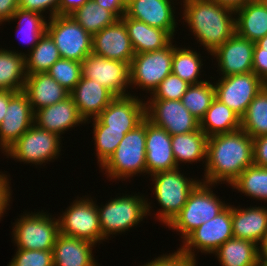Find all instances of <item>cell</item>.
Wrapping results in <instances>:
<instances>
[{"mask_svg": "<svg viewBox=\"0 0 267 266\" xmlns=\"http://www.w3.org/2000/svg\"><path fill=\"white\" fill-rule=\"evenodd\" d=\"M264 87L265 83L254 72L229 75L214 83L215 98L241 118L251 101Z\"/></svg>", "mask_w": 267, "mask_h": 266, "instance_id": "14", "label": "cell"}, {"mask_svg": "<svg viewBox=\"0 0 267 266\" xmlns=\"http://www.w3.org/2000/svg\"><path fill=\"white\" fill-rule=\"evenodd\" d=\"M214 98V85L209 81H203L190 85L183 94L181 102L200 121L205 116Z\"/></svg>", "mask_w": 267, "mask_h": 266, "instance_id": "39", "label": "cell"}, {"mask_svg": "<svg viewBox=\"0 0 267 266\" xmlns=\"http://www.w3.org/2000/svg\"><path fill=\"white\" fill-rule=\"evenodd\" d=\"M19 8V0H0V24L10 21L13 13Z\"/></svg>", "mask_w": 267, "mask_h": 266, "instance_id": "51", "label": "cell"}, {"mask_svg": "<svg viewBox=\"0 0 267 266\" xmlns=\"http://www.w3.org/2000/svg\"><path fill=\"white\" fill-rule=\"evenodd\" d=\"M70 16L91 35L119 19L113 12L104 9L94 0H89Z\"/></svg>", "mask_w": 267, "mask_h": 266, "instance_id": "34", "label": "cell"}, {"mask_svg": "<svg viewBox=\"0 0 267 266\" xmlns=\"http://www.w3.org/2000/svg\"><path fill=\"white\" fill-rule=\"evenodd\" d=\"M60 0H19V8L37 12L43 15L46 10L50 11L49 18L58 15Z\"/></svg>", "mask_w": 267, "mask_h": 266, "instance_id": "45", "label": "cell"}, {"mask_svg": "<svg viewBox=\"0 0 267 266\" xmlns=\"http://www.w3.org/2000/svg\"><path fill=\"white\" fill-rule=\"evenodd\" d=\"M212 1L233 11H237L247 3L255 0H212Z\"/></svg>", "mask_w": 267, "mask_h": 266, "instance_id": "53", "label": "cell"}, {"mask_svg": "<svg viewBox=\"0 0 267 266\" xmlns=\"http://www.w3.org/2000/svg\"><path fill=\"white\" fill-rule=\"evenodd\" d=\"M88 1L89 0H60L58 15L70 16Z\"/></svg>", "mask_w": 267, "mask_h": 266, "instance_id": "50", "label": "cell"}, {"mask_svg": "<svg viewBox=\"0 0 267 266\" xmlns=\"http://www.w3.org/2000/svg\"><path fill=\"white\" fill-rule=\"evenodd\" d=\"M173 2V0H132L127 4L125 16L166 30L173 37L177 27Z\"/></svg>", "mask_w": 267, "mask_h": 266, "instance_id": "20", "label": "cell"}, {"mask_svg": "<svg viewBox=\"0 0 267 266\" xmlns=\"http://www.w3.org/2000/svg\"><path fill=\"white\" fill-rule=\"evenodd\" d=\"M183 3L182 19L210 54L236 33L235 11L212 0H183Z\"/></svg>", "mask_w": 267, "mask_h": 266, "instance_id": "2", "label": "cell"}, {"mask_svg": "<svg viewBox=\"0 0 267 266\" xmlns=\"http://www.w3.org/2000/svg\"><path fill=\"white\" fill-rule=\"evenodd\" d=\"M23 91L27 94L34 112L70 96V92L47 72L27 75Z\"/></svg>", "mask_w": 267, "mask_h": 266, "instance_id": "24", "label": "cell"}, {"mask_svg": "<svg viewBox=\"0 0 267 266\" xmlns=\"http://www.w3.org/2000/svg\"><path fill=\"white\" fill-rule=\"evenodd\" d=\"M213 184L200 181L190 192L181 211L167 225L181 234L183 241L200 225L213 219L228 205L221 201L213 190Z\"/></svg>", "mask_w": 267, "mask_h": 266, "instance_id": "4", "label": "cell"}, {"mask_svg": "<svg viewBox=\"0 0 267 266\" xmlns=\"http://www.w3.org/2000/svg\"><path fill=\"white\" fill-rule=\"evenodd\" d=\"M255 43L236 33L211 55L217 58L221 77L253 72Z\"/></svg>", "mask_w": 267, "mask_h": 266, "instance_id": "19", "label": "cell"}, {"mask_svg": "<svg viewBox=\"0 0 267 266\" xmlns=\"http://www.w3.org/2000/svg\"><path fill=\"white\" fill-rule=\"evenodd\" d=\"M8 177L0 172V219L6 212V209H9L7 207L10 206L9 203L12 196Z\"/></svg>", "mask_w": 267, "mask_h": 266, "instance_id": "48", "label": "cell"}, {"mask_svg": "<svg viewBox=\"0 0 267 266\" xmlns=\"http://www.w3.org/2000/svg\"><path fill=\"white\" fill-rule=\"evenodd\" d=\"M60 58L54 40L46 32L36 46L28 54L25 53L26 74L47 72Z\"/></svg>", "mask_w": 267, "mask_h": 266, "instance_id": "33", "label": "cell"}, {"mask_svg": "<svg viewBox=\"0 0 267 266\" xmlns=\"http://www.w3.org/2000/svg\"><path fill=\"white\" fill-rule=\"evenodd\" d=\"M60 138L58 134L33 124L4 154L24 164L42 165L59 157Z\"/></svg>", "mask_w": 267, "mask_h": 266, "instance_id": "8", "label": "cell"}, {"mask_svg": "<svg viewBox=\"0 0 267 266\" xmlns=\"http://www.w3.org/2000/svg\"><path fill=\"white\" fill-rule=\"evenodd\" d=\"M267 8V0H259Z\"/></svg>", "mask_w": 267, "mask_h": 266, "instance_id": "56", "label": "cell"}, {"mask_svg": "<svg viewBox=\"0 0 267 266\" xmlns=\"http://www.w3.org/2000/svg\"><path fill=\"white\" fill-rule=\"evenodd\" d=\"M145 118V101L143 103L134 95L116 96L97 117L107 130L124 131L125 134Z\"/></svg>", "mask_w": 267, "mask_h": 266, "instance_id": "17", "label": "cell"}, {"mask_svg": "<svg viewBox=\"0 0 267 266\" xmlns=\"http://www.w3.org/2000/svg\"><path fill=\"white\" fill-rule=\"evenodd\" d=\"M253 165V138L244 130L208 137L204 180L209 184L231 185Z\"/></svg>", "mask_w": 267, "mask_h": 266, "instance_id": "1", "label": "cell"}, {"mask_svg": "<svg viewBox=\"0 0 267 266\" xmlns=\"http://www.w3.org/2000/svg\"><path fill=\"white\" fill-rule=\"evenodd\" d=\"M92 53L107 59L131 63L135 52L121 19L92 35Z\"/></svg>", "mask_w": 267, "mask_h": 266, "instance_id": "18", "label": "cell"}, {"mask_svg": "<svg viewBox=\"0 0 267 266\" xmlns=\"http://www.w3.org/2000/svg\"><path fill=\"white\" fill-rule=\"evenodd\" d=\"M146 118L127 132L114 153L100 167L110 180L146 173ZM143 172V173H142Z\"/></svg>", "mask_w": 267, "mask_h": 266, "instance_id": "3", "label": "cell"}, {"mask_svg": "<svg viewBox=\"0 0 267 266\" xmlns=\"http://www.w3.org/2000/svg\"><path fill=\"white\" fill-rule=\"evenodd\" d=\"M253 72L264 82H267V53H261V48L255 43L253 50Z\"/></svg>", "mask_w": 267, "mask_h": 266, "instance_id": "47", "label": "cell"}, {"mask_svg": "<svg viewBox=\"0 0 267 266\" xmlns=\"http://www.w3.org/2000/svg\"><path fill=\"white\" fill-rule=\"evenodd\" d=\"M236 34L256 43L267 35V8L255 0L235 11Z\"/></svg>", "mask_w": 267, "mask_h": 266, "instance_id": "28", "label": "cell"}, {"mask_svg": "<svg viewBox=\"0 0 267 266\" xmlns=\"http://www.w3.org/2000/svg\"><path fill=\"white\" fill-rule=\"evenodd\" d=\"M146 174L178 168L171 147V135L146 119Z\"/></svg>", "mask_w": 267, "mask_h": 266, "instance_id": "21", "label": "cell"}, {"mask_svg": "<svg viewBox=\"0 0 267 266\" xmlns=\"http://www.w3.org/2000/svg\"><path fill=\"white\" fill-rule=\"evenodd\" d=\"M126 1V4H128L130 1H132V0H125Z\"/></svg>", "mask_w": 267, "mask_h": 266, "instance_id": "57", "label": "cell"}, {"mask_svg": "<svg viewBox=\"0 0 267 266\" xmlns=\"http://www.w3.org/2000/svg\"><path fill=\"white\" fill-rule=\"evenodd\" d=\"M18 25L16 32L19 31L18 35L22 37L23 42L30 45L31 51L40 38L47 32V21L45 16L40 13L23 10L18 8L10 18V21L17 20Z\"/></svg>", "mask_w": 267, "mask_h": 266, "instance_id": "36", "label": "cell"}, {"mask_svg": "<svg viewBox=\"0 0 267 266\" xmlns=\"http://www.w3.org/2000/svg\"><path fill=\"white\" fill-rule=\"evenodd\" d=\"M5 112L4 119L0 124V149L2 153L34 124L35 114L24 91L16 92L10 98Z\"/></svg>", "mask_w": 267, "mask_h": 266, "instance_id": "16", "label": "cell"}, {"mask_svg": "<svg viewBox=\"0 0 267 266\" xmlns=\"http://www.w3.org/2000/svg\"><path fill=\"white\" fill-rule=\"evenodd\" d=\"M82 123L86 124L71 96L56 104L38 109L34 114V124L59 136Z\"/></svg>", "mask_w": 267, "mask_h": 266, "instance_id": "23", "label": "cell"}, {"mask_svg": "<svg viewBox=\"0 0 267 266\" xmlns=\"http://www.w3.org/2000/svg\"><path fill=\"white\" fill-rule=\"evenodd\" d=\"M15 93L10 90H0V124L4 119L9 100Z\"/></svg>", "mask_w": 267, "mask_h": 266, "instance_id": "52", "label": "cell"}, {"mask_svg": "<svg viewBox=\"0 0 267 266\" xmlns=\"http://www.w3.org/2000/svg\"><path fill=\"white\" fill-rule=\"evenodd\" d=\"M93 199H75L58 217L59 233L92 242H102L99 213Z\"/></svg>", "mask_w": 267, "mask_h": 266, "instance_id": "10", "label": "cell"}, {"mask_svg": "<svg viewBox=\"0 0 267 266\" xmlns=\"http://www.w3.org/2000/svg\"><path fill=\"white\" fill-rule=\"evenodd\" d=\"M253 164L267 167V135L253 138Z\"/></svg>", "mask_w": 267, "mask_h": 266, "instance_id": "46", "label": "cell"}, {"mask_svg": "<svg viewBox=\"0 0 267 266\" xmlns=\"http://www.w3.org/2000/svg\"><path fill=\"white\" fill-rule=\"evenodd\" d=\"M231 238H233L232 206L228 204L217 216L200 225L182 241L183 246L180 249L187 256L196 260V249L201 253L213 254Z\"/></svg>", "mask_w": 267, "mask_h": 266, "instance_id": "12", "label": "cell"}, {"mask_svg": "<svg viewBox=\"0 0 267 266\" xmlns=\"http://www.w3.org/2000/svg\"><path fill=\"white\" fill-rule=\"evenodd\" d=\"M259 245V265L267 266V234L264 236Z\"/></svg>", "mask_w": 267, "mask_h": 266, "instance_id": "54", "label": "cell"}, {"mask_svg": "<svg viewBox=\"0 0 267 266\" xmlns=\"http://www.w3.org/2000/svg\"><path fill=\"white\" fill-rule=\"evenodd\" d=\"M47 73L67 91L71 92L82 77V63L60 58Z\"/></svg>", "mask_w": 267, "mask_h": 266, "instance_id": "41", "label": "cell"}, {"mask_svg": "<svg viewBox=\"0 0 267 266\" xmlns=\"http://www.w3.org/2000/svg\"><path fill=\"white\" fill-rule=\"evenodd\" d=\"M8 266H53V250H28L17 248Z\"/></svg>", "mask_w": 267, "mask_h": 266, "instance_id": "43", "label": "cell"}, {"mask_svg": "<svg viewBox=\"0 0 267 266\" xmlns=\"http://www.w3.org/2000/svg\"><path fill=\"white\" fill-rule=\"evenodd\" d=\"M82 77L95 80L115 96H129L130 63L89 54L82 61Z\"/></svg>", "mask_w": 267, "mask_h": 266, "instance_id": "15", "label": "cell"}, {"mask_svg": "<svg viewBox=\"0 0 267 266\" xmlns=\"http://www.w3.org/2000/svg\"><path fill=\"white\" fill-rule=\"evenodd\" d=\"M98 5L113 12L119 19L125 15L127 4L125 0H94Z\"/></svg>", "mask_w": 267, "mask_h": 266, "instance_id": "49", "label": "cell"}, {"mask_svg": "<svg viewBox=\"0 0 267 266\" xmlns=\"http://www.w3.org/2000/svg\"><path fill=\"white\" fill-rule=\"evenodd\" d=\"M95 245L59 233L53 246V266H98L92 254Z\"/></svg>", "mask_w": 267, "mask_h": 266, "instance_id": "25", "label": "cell"}, {"mask_svg": "<svg viewBox=\"0 0 267 266\" xmlns=\"http://www.w3.org/2000/svg\"><path fill=\"white\" fill-rule=\"evenodd\" d=\"M27 78L25 54L0 48V90H24Z\"/></svg>", "mask_w": 267, "mask_h": 266, "instance_id": "32", "label": "cell"}, {"mask_svg": "<svg viewBox=\"0 0 267 266\" xmlns=\"http://www.w3.org/2000/svg\"><path fill=\"white\" fill-rule=\"evenodd\" d=\"M47 33L54 40L61 58L81 62L92 53V35L71 16L49 18Z\"/></svg>", "mask_w": 267, "mask_h": 266, "instance_id": "9", "label": "cell"}, {"mask_svg": "<svg viewBox=\"0 0 267 266\" xmlns=\"http://www.w3.org/2000/svg\"><path fill=\"white\" fill-rule=\"evenodd\" d=\"M12 228L17 248L28 250H53L59 234V222L46 212L25 213Z\"/></svg>", "mask_w": 267, "mask_h": 266, "instance_id": "7", "label": "cell"}, {"mask_svg": "<svg viewBox=\"0 0 267 266\" xmlns=\"http://www.w3.org/2000/svg\"><path fill=\"white\" fill-rule=\"evenodd\" d=\"M144 196L123 195L111 199L103 207H98L99 220L102 232V241L110 235L128 231L143 221L150 213L151 204ZM144 217V218H143Z\"/></svg>", "mask_w": 267, "mask_h": 266, "instance_id": "6", "label": "cell"}, {"mask_svg": "<svg viewBox=\"0 0 267 266\" xmlns=\"http://www.w3.org/2000/svg\"><path fill=\"white\" fill-rule=\"evenodd\" d=\"M241 129L252 138L267 135V87L265 86L249 104L241 117Z\"/></svg>", "mask_w": 267, "mask_h": 266, "instance_id": "35", "label": "cell"}, {"mask_svg": "<svg viewBox=\"0 0 267 266\" xmlns=\"http://www.w3.org/2000/svg\"><path fill=\"white\" fill-rule=\"evenodd\" d=\"M190 84L170 73L153 91L150 99L181 100Z\"/></svg>", "mask_w": 267, "mask_h": 266, "instance_id": "42", "label": "cell"}, {"mask_svg": "<svg viewBox=\"0 0 267 266\" xmlns=\"http://www.w3.org/2000/svg\"><path fill=\"white\" fill-rule=\"evenodd\" d=\"M256 44L261 48V53H267V35L259 39Z\"/></svg>", "mask_w": 267, "mask_h": 266, "instance_id": "55", "label": "cell"}, {"mask_svg": "<svg viewBox=\"0 0 267 266\" xmlns=\"http://www.w3.org/2000/svg\"><path fill=\"white\" fill-rule=\"evenodd\" d=\"M173 41L163 49L136 53L130 63V86L153 91L172 73Z\"/></svg>", "mask_w": 267, "mask_h": 266, "instance_id": "11", "label": "cell"}, {"mask_svg": "<svg viewBox=\"0 0 267 266\" xmlns=\"http://www.w3.org/2000/svg\"><path fill=\"white\" fill-rule=\"evenodd\" d=\"M233 238L245 239L259 245L267 234V208L232 206Z\"/></svg>", "mask_w": 267, "mask_h": 266, "instance_id": "26", "label": "cell"}, {"mask_svg": "<svg viewBox=\"0 0 267 266\" xmlns=\"http://www.w3.org/2000/svg\"><path fill=\"white\" fill-rule=\"evenodd\" d=\"M200 57V53L198 54L189 47L186 49L173 45L172 73L190 85L203 82V80H198L203 65V59Z\"/></svg>", "mask_w": 267, "mask_h": 266, "instance_id": "37", "label": "cell"}, {"mask_svg": "<svg viewBox=\"0 0 267 266\" xmlns=\"http://www.w3.org/2000/svg\"><path fill=\"white\" fill-rule=\"evenodd\" d=\"M145 117L171 136L194 132L200 128V121L181 100L150 99L145 103Z\"/></svg>", "mask_w": 267, "mask_h": 266, "instance_id": "13", "label": "cell"}, {"mask_svg": "<svg viewBox=\"0 0 267 266\" xmlns=\"http://www.w3.org/2000/svg\"><path fill=\"white\" fill-rule=\"evenodd\" d=\"M93 139L95 140V151L98 164L101 167L114 153L121 140L124 138V131L107 130L97 118L93 120Z\"/></svg>", "mask_w": 267, "mask_h": 266, "instance_id": "40", "label": "cell"}, {"mask_svg": "<svg viewBox=\"0 0 267 266\" xmlns=\"http://www.w3.org/2000/svg\"><path fill=\"white\" fill-rule=\"evenodd\" d=\"M207 142L208 137L200 128L194 132L171 136V147L177 167L179 168V162L192 164L202 160L206 164Z\"/></svg>", "mask_w": 267, "mask_h": 266, "instance_id": "29", "label": "cell"}, {"mask_svg": "<svg viewBox=\"0 0 267 266\" xmlns=\"http://www.w3.org/2000/svg\"><path fill=\"white\" fill-rule=\"evenodd\" d=\"M81 117L85 122L97 118L116 97L109 89L95 80L81 77L70 92Z\"/></svg>", "mask_w": 267, "mask_h": 266, "instance_id": "22", "label": "cell"}, {"mask_svg": "<svg viewBox=\"0 0 267 266\" xmlns=\"http://www.w3.org/2000/svg\"><path fill=\"white\" fill-rule=\"evenodd\" d=\"M200 129L211 137L241 129V118L228 106L214 98L205 116L200 120Z\"/></svg>", "mask_w": 267, "mask_h": 266, "instance_id": "30", "label": "cell"}, {"mask_svg": "<svg viewBox=\"0 0 267 266\" xmlns=\"http://www.w3.org/2000/svg\"><path fill=\"white\" fill-rule=\"evenodd\" d=\"M121 20L126 26L135 54L163 49L174 39L166 30L149 26L142 21L125 15Z\"/></svg>", "mask_w": 267, "mask_h": 266, "instance_id": "27", "label": "cell"}, {"mask_svg": "<svg viewBox=\"0 0 267 266\" xmlns=\"http://www.w3.org/2000/svg\"><path fill=\"white\" fill-rule=\"evenodd\" d=\"M180 168L160 171L151 176L154 183V195L162 209L157 212V218L167 226L181 211L187 202L190 192L200 180L184 176Z\"/></svg>", "mask_w": 267, "mask_h": 266, "instance_id": "5", "label": "cell"}, {"mask_svg": "<svg viewBox=\"0 0 267 266\" xmlns=\"http://www.w3.org/2000/svg\"><path fill=\"white\" fill-rule=\"evenodd\" d=\"M246 196L267 202V167H247L230 185Z\"/></svg>", "mask_w": 267, "mask_h": 266, "instance_id": "38", "label": "cell"}, {"mask_svg": "<svg viewBox=\"0 0 267 266\" xmlns=\"http://www.w3.org/2000/svg\"><path fill=\"white\" fill-rule=\"evenodd\" d=\"M196 260L187 256L180 248L172 254H163L142 266H196Z\"/></svg>", "mask_w": 267, "mask_h": 266, "instance_id": "44", "label": "cell"}, {"mask_svg": "<svg viewBox=\"0 0 267 266\" xmlns=\"http://www.w3.org/2000/svg\"><path fill=\"white\" fill-rule=\"evenodd\" d=\"M213 254L222 266H260L258 245L250 240L231 238Z\"/></svg>", "mask_w": 267, "mask_h": 266, "instance_id": "31", "label": "cell"}]
</instances>
